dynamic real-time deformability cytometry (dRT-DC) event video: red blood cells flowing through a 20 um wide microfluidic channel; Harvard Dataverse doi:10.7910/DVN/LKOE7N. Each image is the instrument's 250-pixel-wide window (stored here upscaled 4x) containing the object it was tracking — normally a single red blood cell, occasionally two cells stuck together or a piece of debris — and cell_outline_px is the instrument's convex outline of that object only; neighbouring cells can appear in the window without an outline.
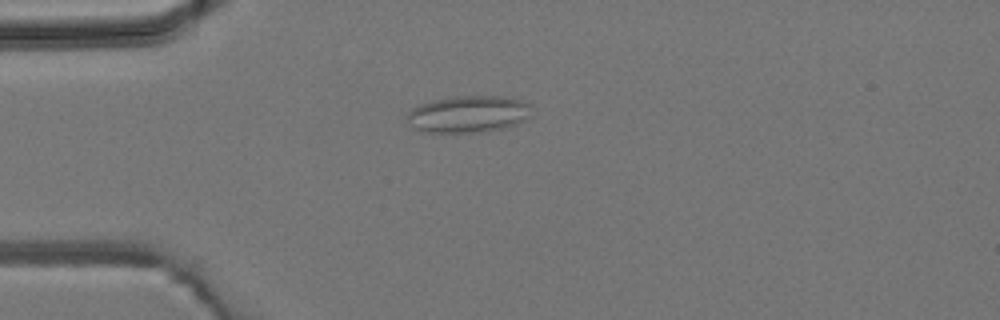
{"species": "common noctule bat (a hibernating species)", "species_latin": "Nyctalus noctula", "temperature_condition": "room temperature", "stored_images_in_passage": 2, "camera_frame_rate_fps": 3000, "um_per_image_px": 0.085, "animal": {"sex": "male", "body_mass_g": 19.2, "forearm_length_mm": 51.8}, "frame": {"image": 1, "passage_image": 2, "time_ms": 1.0, "image_size_px": [1000, 320], "cell_outline_px": [[528, 116], [524, 120], [508, 128], [480, 132], [424, 132], [416, 128], [404, 116], [412, 108], [420, 104], [436, 100], [456, 96], [512, 96], [524, 100], [528, 104]], "centroid_in_image_um": [39.82, 9.69], "position_along_channel_um": 45.2, "area_um2": 26.7}}